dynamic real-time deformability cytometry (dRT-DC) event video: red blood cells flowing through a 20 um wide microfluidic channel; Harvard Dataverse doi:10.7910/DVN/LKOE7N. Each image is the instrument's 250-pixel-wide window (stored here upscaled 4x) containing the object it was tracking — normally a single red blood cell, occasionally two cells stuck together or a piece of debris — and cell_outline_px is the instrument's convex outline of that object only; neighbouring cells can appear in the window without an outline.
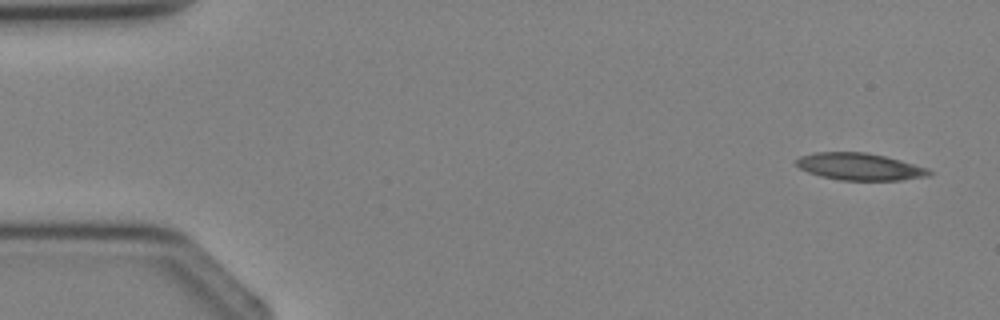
{"species": "Egyptian fruit bat (a non-hibernating species)", "species_latin": "Rousettus aegyptiacus", "temperature_condition": "cold", "stored_images_in_passage": 3, "camera_frame_rate_fps": 3000, "um_per_image_px": 0.085, "animal": {"sex": "female"}, "frame": {"image": 1, "passage_image": 1, "time_ms": 0.0, "image_size_px": [1000, 320], "cell_outline_px": [[932, 176], [900, 180], [840, 180], [820, 176], [808, 172], [800, 168], [796, 164], [796, 160], [800, 156], [812, 152], [864, 152], [884, 156], [900, 160], [928, 168], [932, 172]], "centroid_in_image_um": [73.08, 14.17], "position_along_channel_um": 11.9, "area_um2": 20.98}}
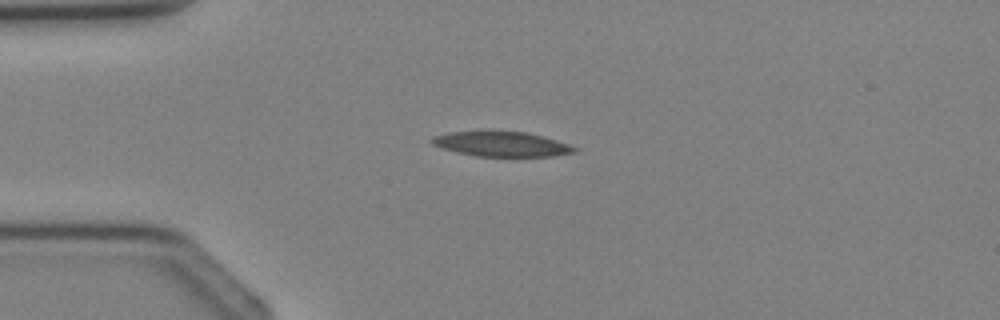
{"frame": {"image": 2, "passage_image": 3, "time_ms": 2.333, "image_size_px": [1000, 320], "cell_outline_px": [[580, 148], [576, 152], [556, 156], [476, 156], [456, 152], [432, 144], [428, 140], [432, 136], [448, 132], [484, 128], [488, 128], [524, 132], [556, 140]], "centroid_in_image_um": [42.56, 12.2], "position_along_channel_um": 42.4, "area_um2": 21.56}}